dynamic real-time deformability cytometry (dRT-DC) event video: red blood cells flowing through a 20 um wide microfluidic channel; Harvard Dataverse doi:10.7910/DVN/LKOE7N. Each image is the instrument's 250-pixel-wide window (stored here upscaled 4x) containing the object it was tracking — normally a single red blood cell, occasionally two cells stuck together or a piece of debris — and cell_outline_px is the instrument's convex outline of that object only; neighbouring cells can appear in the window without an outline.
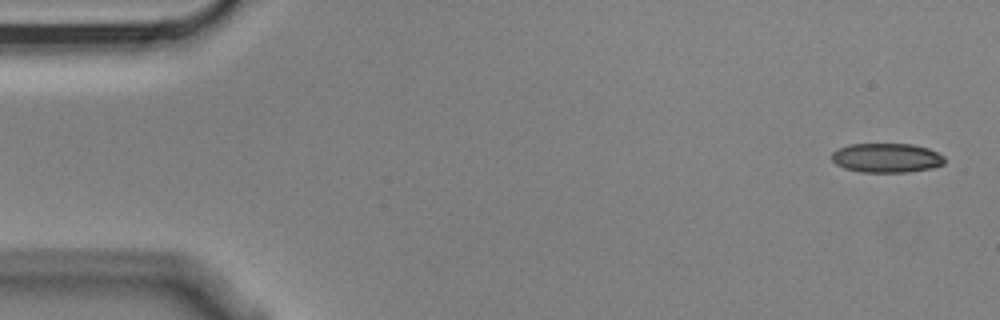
{"species": "Egyptian fruit bat (a non-hibernating species)", "species_latin": "Rousettus aegyptiacus", "temperature_condition": "cold", "stored_images_in_passage": 5, "camera_frame_rate_fps": 3000, "um_per_image_px": 0.085, "animal": {"sex": "male"}, "frame": {"image": 1, "passage_image": 1, "time_ms": 0.0, "image_size_px": [1000, 320], "cell_outline_px": [[944, 164], [932, 168], [908, 172], [860, 172], [844, 168], [836, 164], [832, 160], [832, 152], [848, 144], [912, 144], [928, 148], [944, 156]], "centroid_in_image_um": [75.36, 13.42], "position_along_channel_um": 9.6, "area_um2": 19.31}}
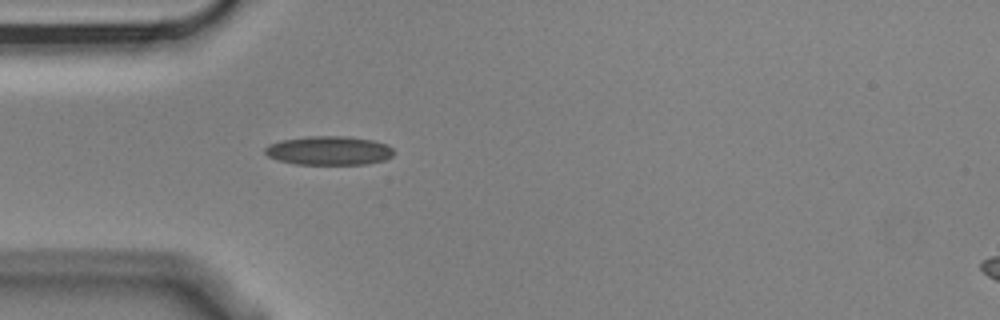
{"frame": {"image": 2, "passage_image": 5, "time_ms": 1.333, "image_size_px": [1000, 320], "cell_outline_px": [[396, 152], [392, 156], [384, 160], [364, 164], [296, 164], [280, 160], [268, 156], [264, 152], [264, 148], [268, 144], [280, 140], [308, 136], [344, 136], [372, 140], [388, 144]], "centroid_in_image_um": [27.97, 12.79], "position_along_channel_um": 57.0, "area_um2": 21.73}}